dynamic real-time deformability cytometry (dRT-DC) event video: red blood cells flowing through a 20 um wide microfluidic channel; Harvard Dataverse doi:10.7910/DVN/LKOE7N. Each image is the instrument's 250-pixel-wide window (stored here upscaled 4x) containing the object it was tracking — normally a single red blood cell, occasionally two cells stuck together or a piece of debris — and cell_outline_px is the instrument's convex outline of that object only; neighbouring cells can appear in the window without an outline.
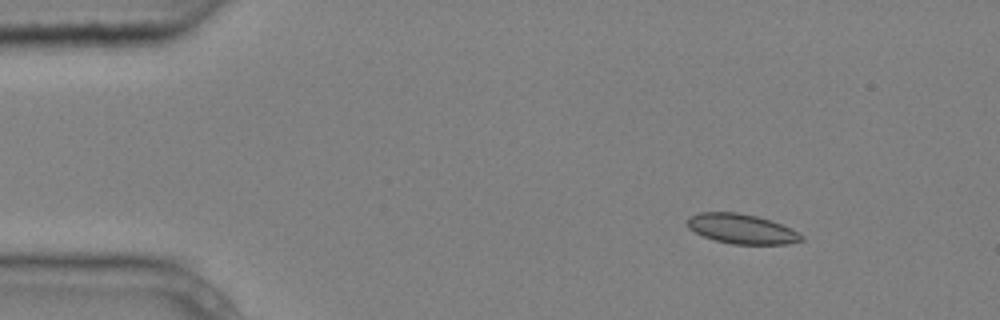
{"species": "common noctule bat (a hibernating species)", "species_latin": "Nyctalus noctula", "temperature_condition": "cold", "stored_images_in_passage": 6, "camera_frame_rate_fps": 3000, "um_per_image_px": 0.085, "animal": {"sex": "male", "body_mass_g": 20.4}, "frame": {"image": 1, "passage_image": 2, "time_ms": 0.333, "image_size_px": [1000, 320], "cell_outline_px": [[804, 240], [788, 244], [732, 244], [716, 240], [704, 236], [688, 228], [688, 216], [700, 212], [736, 212], [756, 216], [780, 224], [804, 236]], "centroid_in_image_um": [63.02, 19.45], "position_along_channel_um": 22.0, "area_um2": 19.48}}
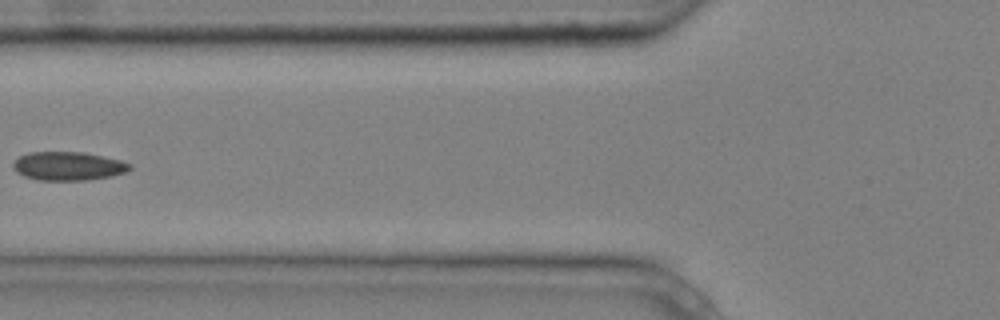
{"frame": {"image": 2, "passage_image": 6, "time_ms": 1.667, "image_size_px": [1000, 320], "cell_outline_px": [[132, 168], [124, 172], [112, 176], [88, 180], [36, 180], [24, 176], [16, 172], [12, 164], [20, 156], [28, 152], [84, 152], [120, 160], [132, 164]], "centroid_in_image_um": [5.79, 14.12], "position_along_channel_um": 120.0, "area_um2": 19.48}}